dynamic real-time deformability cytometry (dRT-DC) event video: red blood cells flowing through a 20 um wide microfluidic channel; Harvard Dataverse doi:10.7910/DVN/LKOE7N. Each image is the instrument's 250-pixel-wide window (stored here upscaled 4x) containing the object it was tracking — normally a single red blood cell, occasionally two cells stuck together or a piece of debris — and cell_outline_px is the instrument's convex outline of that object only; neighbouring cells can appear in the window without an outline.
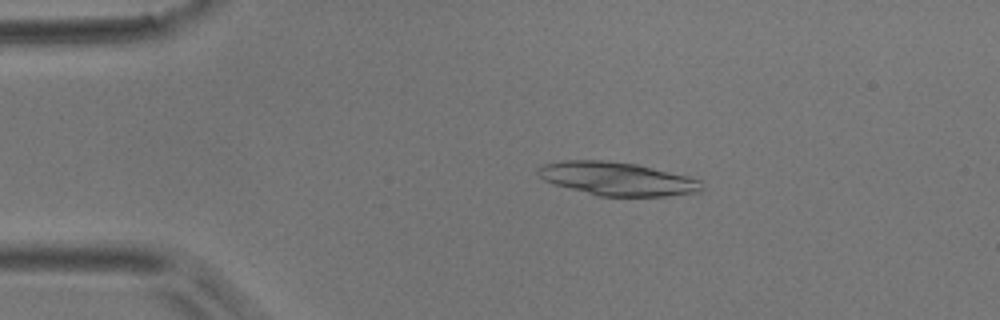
{"species": "common noctule bat (a hibernating species)", "species_latin": "Nyctalus noctula", "temperature_condition": "room temperature", "stored_images_in_passage": 53, "camera_frame_rate_fps": 3000, "um_per_image_px": 0.085, "animal": {"sex": "male", "body_mass_g": 17.9}, "frame": {"image": 1, "passage_image": 10, "time_ms": 3.0, "image_size_px": [1000, 320], "cell_outline_px": [[704, 188], [700, 192], [668, 196], [596, 196], [556, 184], [544, 180], [536, 172], [536, 168], [544, 164], [564, 160], [604, 160], [636, 164], [688, 176], [700, 180], [704, 184]], "centroid_in_image_um": [52.49, 15.2], "position_along_channel_um": 32.5, "area_um2": 31.91}}